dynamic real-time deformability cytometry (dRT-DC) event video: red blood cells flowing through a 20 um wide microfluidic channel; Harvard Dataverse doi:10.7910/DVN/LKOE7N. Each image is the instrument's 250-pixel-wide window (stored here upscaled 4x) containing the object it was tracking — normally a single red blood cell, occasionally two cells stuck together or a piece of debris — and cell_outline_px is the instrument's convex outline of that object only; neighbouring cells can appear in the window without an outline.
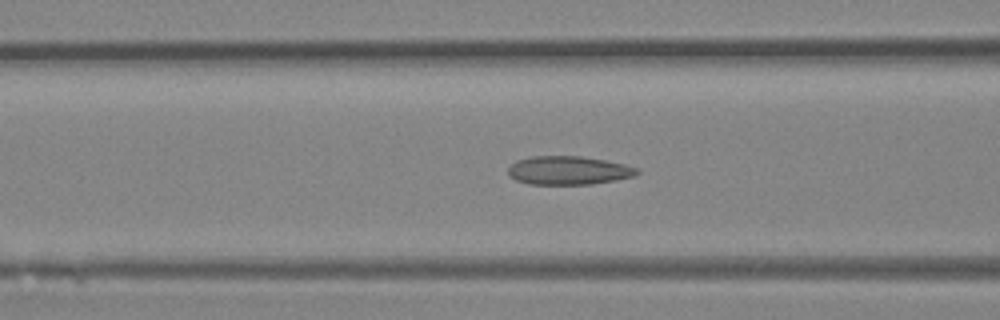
{"species": "Egyptian fruit bat (a non-hibernating species)", "species_latin": "Rousettus aegyptiacus", "temperature_condition": "room temperature", "stored_images_in_passage": 43, "camera_frame_rate_fps": 3000, "um_per_image_px": 0.085, "animal": {"sex": "female"}, "frame": {"image": 1, "passage_image": 17, "time_ms": 5.333, "image_size_px": [1000, 320], "cell_outline_px": [[640, 172], [636, 176], [616, 180], [592, 184], [528, 184], [516, 180], [508, 176], [508, 168], [516, 160], [532, 156], [580, 156], [604, 160], [624, 164], [636, 168]], "centroid_in_image_um": [48.31, 14.49], "position_along_channel_um": 118.3, "area_um2": 21.5}}
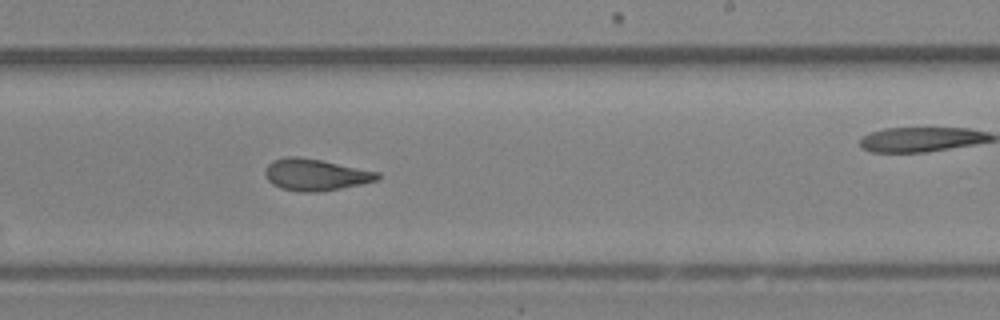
{"frame": {"image": 2, "passage_image": 26, "time_ms": 8.333, "image_size_px": [1000, 320], "cell_outline_px": [[380, 176], [376, 180], [360, 184], [340, 188], [316, 192], [300, 192], [280, 188], [272, 184], [268, 180], [264, 172], [268, 164], [272, 160], [288, 156], [296, 156], [320, 160], [380, 172]], "centroid_in_image_um": [26.78, 14.85], "position_along_channel_um": 262.2, "area_um2": 20.58}}
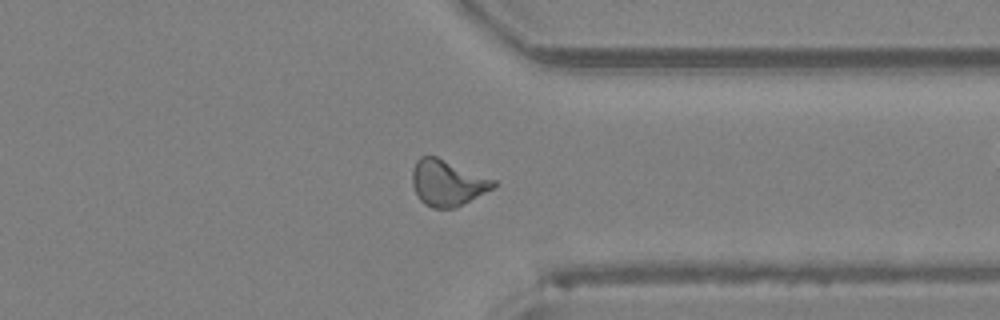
{"frame": {"image": 3, "passage_image": 33, "time_ms": 10.667, "image_size_px": [1000, 320], "cell_outline_px": [[496, 184], [492, 188], [456, 208], [432, 208], [424, 204], [420, 200], [412, 184], [412, 168], [416, 160], [420, 156], [436, 156], [496, 180]], "centroid_in_image_um": [37.99, 15.54], "position_along_channel_um": 373.4, "area_um2": 21.62}}